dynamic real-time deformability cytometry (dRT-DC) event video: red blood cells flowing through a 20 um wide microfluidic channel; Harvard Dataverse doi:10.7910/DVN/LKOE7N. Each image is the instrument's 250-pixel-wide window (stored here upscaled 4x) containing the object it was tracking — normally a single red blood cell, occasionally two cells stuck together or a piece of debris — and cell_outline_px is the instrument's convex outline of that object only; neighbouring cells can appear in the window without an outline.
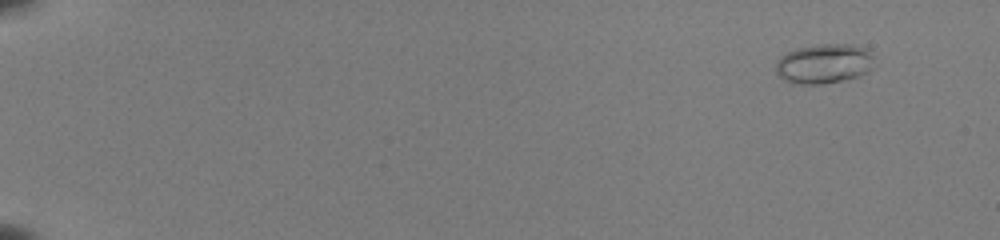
{"species": "common noctule bat (a hibernating species)", "species_latin": "Nyctalus noctula", "temperature_condition": "room temperature", "stored_images_in_passage": 55, "camera_frame_rate_fps": 3000, "um_per_image_px": 0.085, "animal": {"sex": "female", "body_mass_g": 22.0, "forearm_length_mm": 56.7}, "frame": {"image": 1, "passage_image": 6, "time_ms": 1.667, "image_size_px": [1000, 240], "cell_outline_px": [[872, 68], [868, 72], [856, 76], [840, 80], [820, 84], [792, 84], [784, 80], [776, 72], [776, 64], [780, 56], [796, 48], [820, 44], [852, 44], [864, 48], [872, 56]], "centroid_in_image_um": [70.0, 5.41], "position_along_channel_um": 15.0, "area_um2": 22.54}}
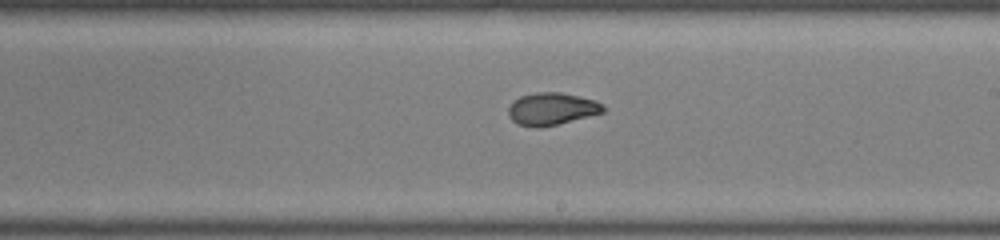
{"frame": {"image": 2, "passage_image": 36, "time_ms": 11.667, "image_size_px": [1000, 240], "cell_outline_px": [[608, 108], [604, 112], [540, 128], [536, 128], [516, 124], [508, 116], [508, 108], [520, 96], [536, 92], [560, 92], [596, 100]], "centroid_in_image_um": [46.9, 9.26], "position_along_channel_um": 242.1, "area_um2": 17.86}}
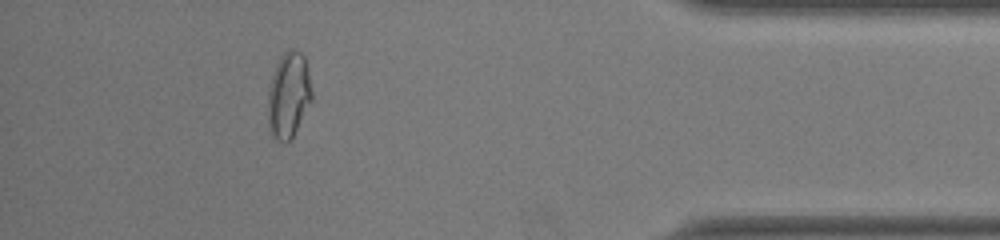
{"frame": {"image": 3, "passage_image": 51, "time_ms": 16.667, "image_size_px": [1000, 240], "cell_outline_px": [[312, 100], [292, 140], [284, 144], [272, 140], [268, 128], [268, 88], [276, 64], [280, 56], [284, 52], [292, 48], [300, 52], [304, 56], [308, 72], [312, 92]], "centroid_in_image_um": [24.51, 8.17], "position_along_channel_um": 410.7, "area_um2": 22.48}, "authors_computed_cell_mechanics": {"area_um2": 19.1896, "velocity_mm_per_s": 3.9984, "shape_relaxation_time_tau1_ms": null, "shape_relaxation_time_tau2_ms": 0.8111, "deformation_change_tau1": null, "deformation_change_tau2": 0.0545}}